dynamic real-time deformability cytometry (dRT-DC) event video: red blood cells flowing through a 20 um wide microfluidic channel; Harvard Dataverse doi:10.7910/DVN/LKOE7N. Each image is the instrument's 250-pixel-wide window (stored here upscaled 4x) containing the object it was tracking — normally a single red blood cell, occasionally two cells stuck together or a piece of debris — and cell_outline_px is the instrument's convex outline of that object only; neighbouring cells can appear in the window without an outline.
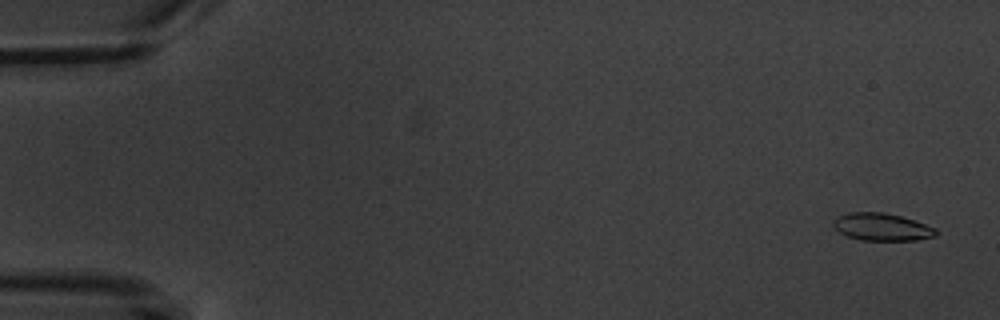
{"species": "common noctule bat (a hibernating species)", "species_latin": "Nyctalus noctula", "temperature_condition": "warm", "stored_images_in_passage": 5, "camera_frame_rate_fps": 3000, "um_per_image_px": 0.085, "animal": {"sex": "male", "body_mass_g": 20.1, "forearm_length_mm": 53.5}, "frame": {"image": 1, "passage_image": 1, "time_ms": 0.0, "image_size_px": [1000, 320], "cell_outline_px": [[940, 232], [936, 236], [916, 240], [860, 240], [848, 236], [840, 232], [832, 224], [832, 220], [836, 216], [848, 212], [884, 212], [900, 216], [936, 228]], "centroid_in_image_um": [74.95, 19.28], "position_along_channel_um": 10.1, "area_um2": 16.47}}
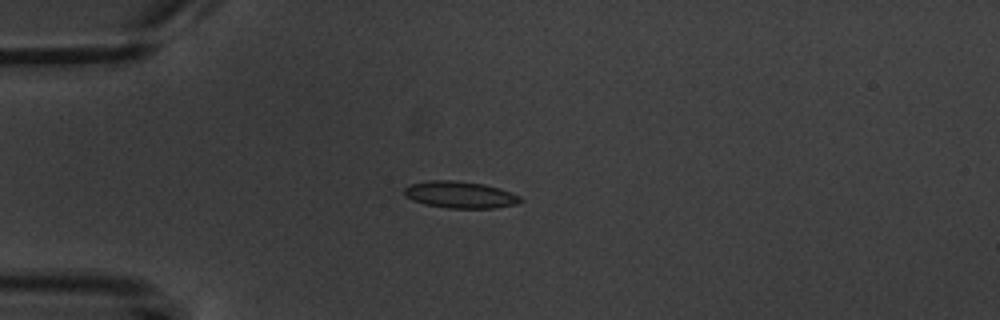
{"frame": {"image": 2, "passage_image": 4, "time_ms": 4.333, "image_size_px": [1000, 320], "cell_outline_px": [[524, 200], [516, 204], [496, 208], [448, 208], [424, 204], [412, 200], [404, 196], [404, 188], [412, 184], [428, 180], [452, 180], [484, 184], [500, 188], [520, 196]], "centroid_in_image_um": [39.11, 16.55], "position_along_channel_um": 45.9, "area_um2": 18.21}}